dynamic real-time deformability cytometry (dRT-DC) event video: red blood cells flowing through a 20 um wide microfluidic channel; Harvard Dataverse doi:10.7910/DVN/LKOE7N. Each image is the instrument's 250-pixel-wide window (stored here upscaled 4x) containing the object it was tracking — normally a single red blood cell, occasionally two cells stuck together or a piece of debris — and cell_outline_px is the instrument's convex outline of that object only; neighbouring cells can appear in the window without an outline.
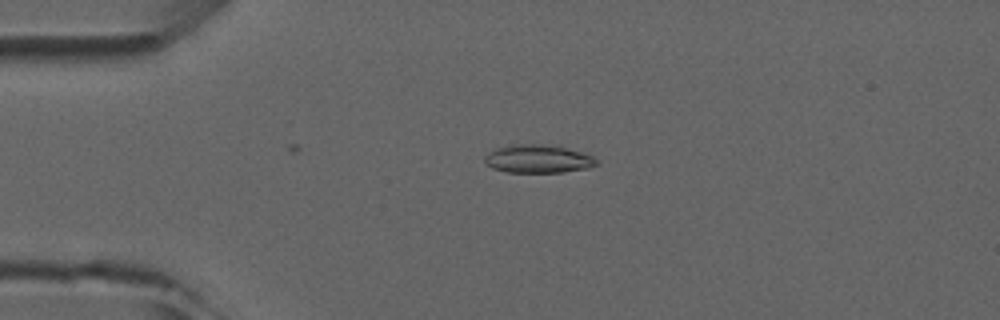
{"species": "common noctule bat (a hibernating species)", "species_latin": "Nyctalus noctula", "temperature_condition": "room temperature", "stored_images_in_passage": 4, "camera_frame_rate_fps": 3000, "um_per_image_px": 0.085, "animal": {"sex": "male", "forearm_length_mm": 52.5}, "frame": {"image": 1, "passage_image": 3, "time_ms": 2.333, "image_size_px": [1000, 320], "cell_outline_px": [[600, 164], [588, 168], [564, 172], [508, 172], [492, 168], [484, 160], [484, 156], [488, 152], [496, 148], [512, 144], [556, 144], [592, 156]], "centroid_in_image_um": [45.74, 13.49], "position_along_channel_um": 39.3, "area_um2": 18.55}}